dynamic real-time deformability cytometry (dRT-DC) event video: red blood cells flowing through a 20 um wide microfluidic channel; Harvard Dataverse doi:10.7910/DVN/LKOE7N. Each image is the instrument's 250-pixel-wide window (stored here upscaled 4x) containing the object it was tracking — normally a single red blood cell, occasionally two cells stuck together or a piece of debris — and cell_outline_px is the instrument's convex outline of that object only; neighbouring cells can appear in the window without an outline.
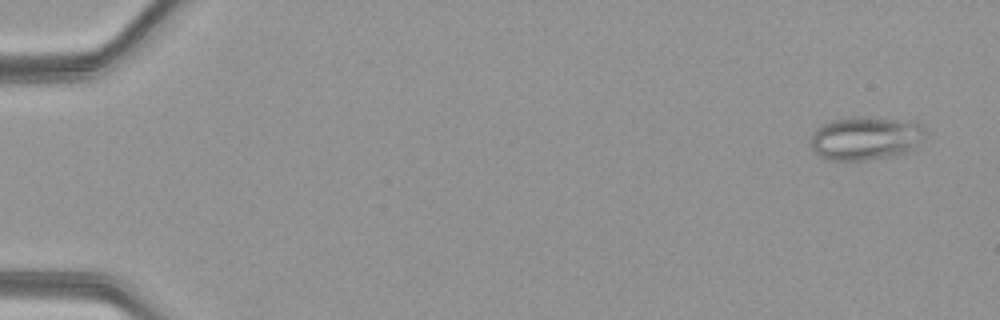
{"species": "common noctule bat (a hibernating species)", "species_latin": "Nyctalus noctula", "temperature_condition": "warm", "stored_images_in_passage": 51, "camera_frame_rate_fps": 3000, "um_per_image_px": 0.085, "animal": {"sex": "female", "body_mass_g": 21.9}, "frame": {"image": 1, "passage_image": 3, "time_ms": 0.667, "image_size_px": [1000, 320], "cell_outline_px": [[924, 136], [908, 152], [896, 156], [868, 160], [824, 160], [812, 148], [812, 136], [816, 128], [820, 124], [832, 120], [856, 116], [864, 116], [916, 120], [924, 128]], "centroid_in_image_um": [73.59, 11.73], "position_along_channel_um": 11.4, "area_um2": 29.48}}
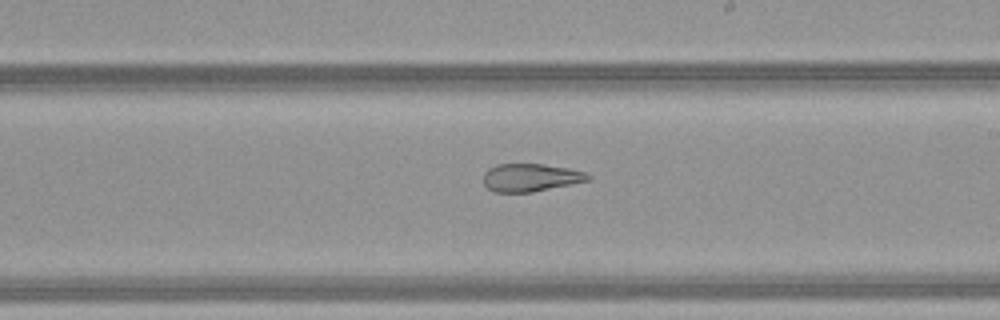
{"frame": {"image": 2, "passage_image": 31, "time_ms": 10.0, "image_size_px": [1000, 320], "cell_outline_px": [[592, 180], [532, 192], [492, 192], [484, 184], [484, 172], [488, 168], [496, 164], [544, 164], [568, 168], [584, 172], [592, 176]], "centroid_in_image_um": [45.11, 15.09], "position_along_channel_um": 243.9, "area_um2": 17.11}}
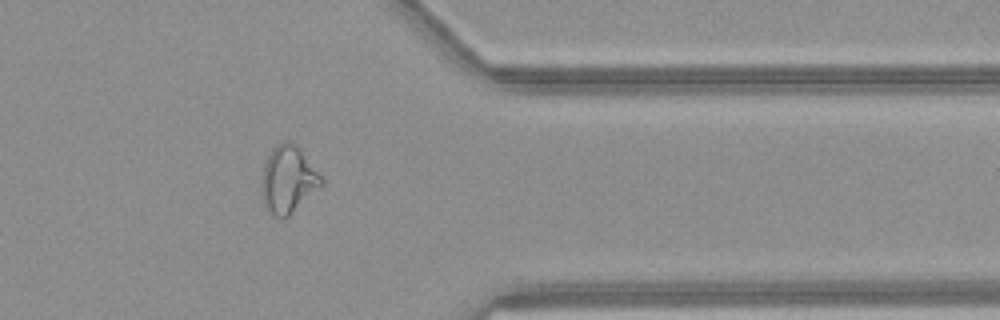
{"frame": {"image": 3, "passage_image": 42, "time_ms": 13.667, "image_size_px": [1000, 320], "cell_outline_px": [[324, 184], [288, 216], [280, 220], [272, 216], [268, 212], [264, 204], [260, 188], [260, 180], [264, 164], [272, 148], [280, 140], [288, 140], [296, 144], [300, 148], [324, 180]], "centroid_in_image_um": [24.46, 15.26], "position_along_channel_um": 386.9, "area_um2": 23.81}, "authors_computed_cell_mechanics": {"area_um2": 25.0852, "velocity_mm_per_s": 4.1732, "shape_relaxation_time_tau1_ms": null, "shape_relaxation_time_tau2_ms": 2.1161, "deformation_change_tau1": null, "deformation_change_tau2": 0.1134}}